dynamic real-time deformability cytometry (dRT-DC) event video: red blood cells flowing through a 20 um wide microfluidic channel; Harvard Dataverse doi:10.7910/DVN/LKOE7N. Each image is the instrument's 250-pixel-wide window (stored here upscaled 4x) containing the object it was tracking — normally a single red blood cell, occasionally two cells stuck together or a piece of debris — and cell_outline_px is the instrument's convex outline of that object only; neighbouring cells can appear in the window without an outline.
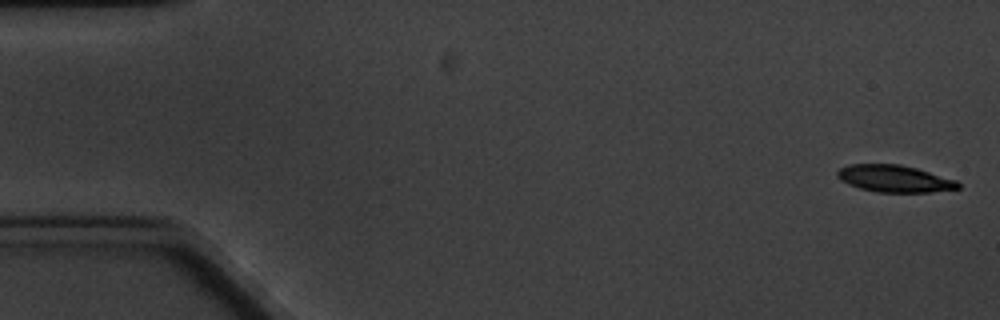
{"species": "common noctule bat (a hibernating species)", "species_latin": "Nyctalus noctula", "temperature_condition": "cold", "stored_images_in_passage": 5, "camera_frame_rate_fps": 3000, "um_per_image_px": 0.085, "animal": {"sex": "male", "body_mass_g": 20.1, "forearm_length_mm": 53.5}, "frame": {"image": 1, "passage_image": 1, "time_ms": 0.0, "image_size_px": [1000, 320], "cell_outline_px": [[960, 188], [928, 192], [876, 192], [860, 188], [848, 184], [840, 180], [836, 176], [836, 172], [840, 168], [848, 164], [900, 164], [916, 168], [956, 180], [960, 184]], "centroid_in_image_um": [75.99, 15.18], "position_along_channel_um": 9.0, "area_um2": 18.96}}
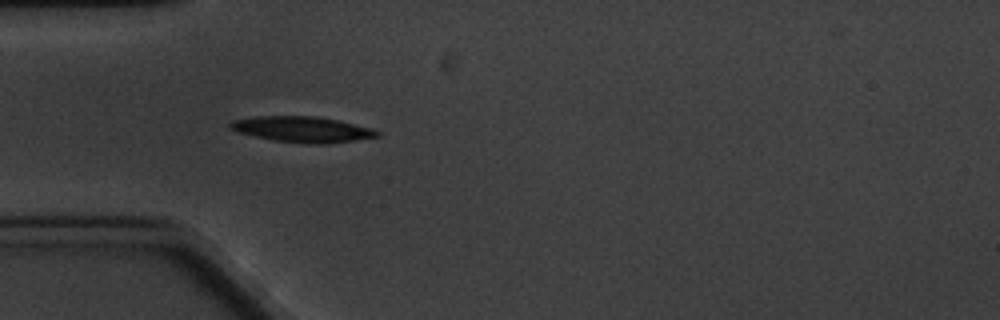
{"frame": {"image": 2, "passage_image": 5, "time_ms": 5.333, "image_size_px": [1000, 320], "cell_outline_px": [[380, 136], [356, 140], [324, 144], [308, 144], [276, 140], [236, 132], [228, 124], [232, 120], [256, 116], [312, 116], [336, 120], [372, 128], [380, 132]], "centroid_in_image_um": [25.7, 10.99], "position_along_channel_um": 59.3, "area_um2": 21.79}}